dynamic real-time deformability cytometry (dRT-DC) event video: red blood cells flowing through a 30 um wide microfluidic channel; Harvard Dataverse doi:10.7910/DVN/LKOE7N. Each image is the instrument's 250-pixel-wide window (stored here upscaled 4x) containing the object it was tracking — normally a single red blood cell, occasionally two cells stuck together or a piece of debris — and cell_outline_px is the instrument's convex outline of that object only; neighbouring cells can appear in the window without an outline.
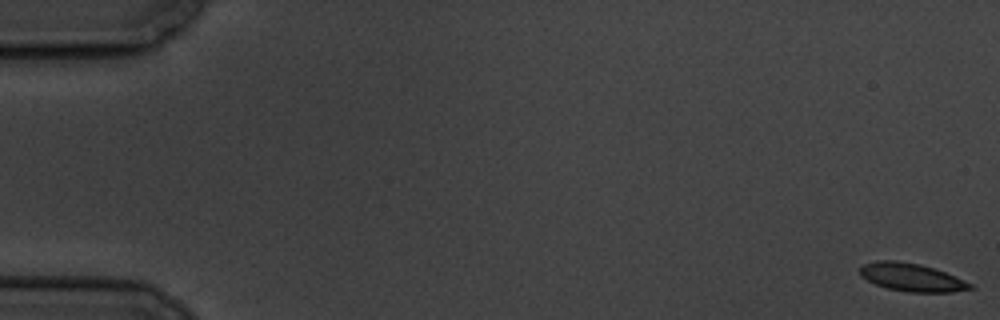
{"species": "common noctule bat (a hibernating species)", "species_latin": "Nyctalus noctula", "temperature_condition": "cold", "stored_images_in_passage": 17, "camera_frame_rate_fps": 3000, "um_per_image_px": 0.085, "animal": {"sex": "male", "body_mass_g": 19.5, "forearm_length_mm": 54.6}, "frame": {"image": 1, "passage_image": 1, "time_ms": 0.0, "image_size_px": [1000, 320], "cell_outline_px": [[976, 288], [952, 292], [908, 292], [888, 288], [876, 284], [860, 276], [860, 264], [876, 260], [896, 260], [920, 264], [944, 272], [964, 280], [972, 284]], "centroid_in_image_um": [77.46, 23.56], "position_along_channel_um": 7.5, "area_um2": 17.98}}
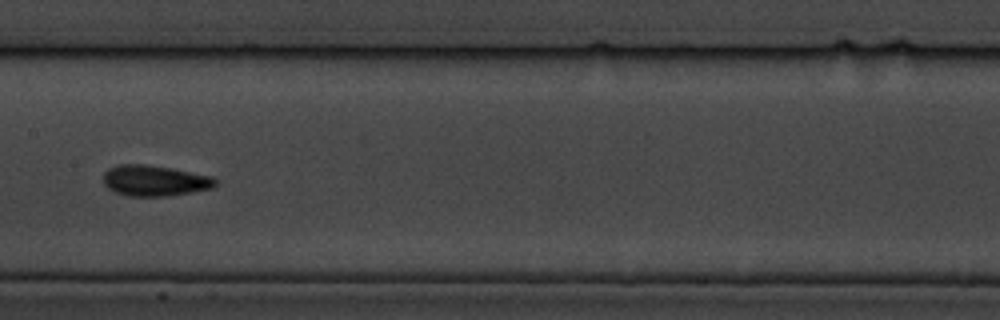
{"frame": {"image": 2, "passage_image": 9, "time_ms": 10.0, "image_size_px": [1000, 320], "cell_outline_px": [[216, 184], [212, 188], [192, 192], [168, 196], [128, 196], [116, 192], [108, 188], [104, 184], [104, 172], [108, 168], [116, 164], [144, 164], [172, 168], [212, 176], [216, 180]], "centroid_in_image_um": [13.13, 15.35], "position_along_channel_um": 194.3, "area_um2": 20.17}}
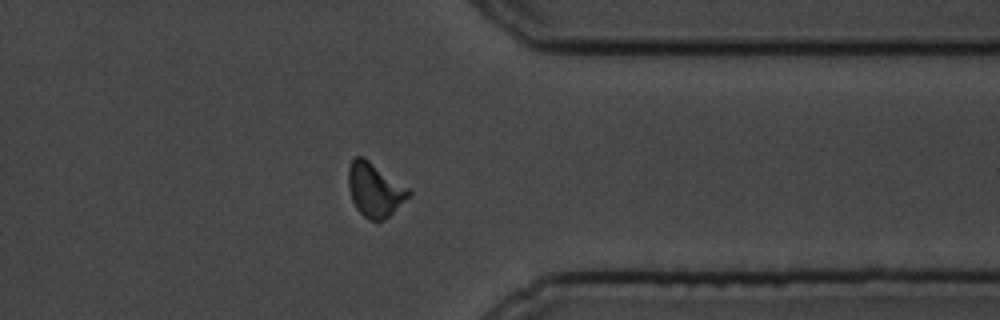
{"frame": {"image": 3, "passage_image": 14, "time_ms": 15.667, "image_size_px": [1000, 320], "cell_outline_px": [[412, 196], [384, 220], [372, 220], [364, 216], [356, 208], [352, 200], [348, 188], [348, 168], [352, 160], [356, 156], [364, 156], [408, 188], [412, 192]], "centroid_in_image_um": [31.86, 16.12], "position_along_channel_um": 379.5, "area_um2": 19.02}, "authors_computed_cell_mechanics": {"area_um2": 18.8428, "velocity_mm_per_s": 3.3737, "shape_relaxation_time_tau1_ms": 2.1375, "shape_relaxation_time_tau2_ms": 1.2746, "deformation_change_tau1": 0.0716, "deformation_change_tau2": 0.0435}}